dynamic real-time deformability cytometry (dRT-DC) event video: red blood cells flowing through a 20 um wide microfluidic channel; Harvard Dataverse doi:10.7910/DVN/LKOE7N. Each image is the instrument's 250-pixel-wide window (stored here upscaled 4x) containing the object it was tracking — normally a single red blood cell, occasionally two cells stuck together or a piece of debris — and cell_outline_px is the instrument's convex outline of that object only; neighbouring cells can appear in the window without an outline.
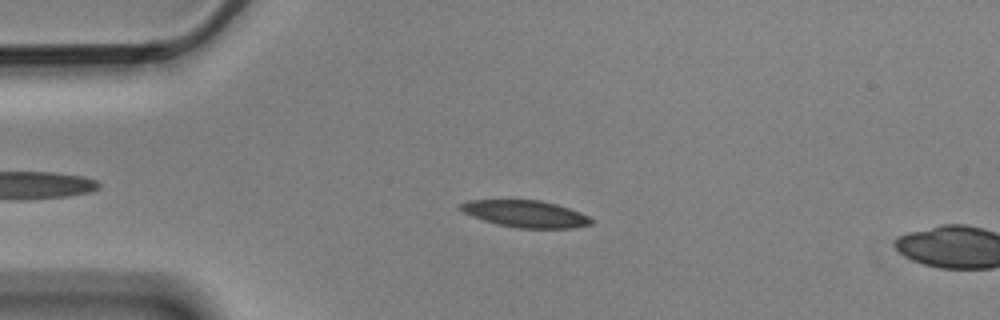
{"species": "Egyptian fruit bat (a non-hibernating species)", "species_latin": "Rousettus aegyptiacus", "temperature_condition": "cold", "stored_images_in_passage": 5, "camera_frame_rate_fps": 3000, "um_per_image_px": 0.085, "animal": {"sex": "male"}, "frame": {"image": 1, "passage_image": 4, "time_ms": 1.0, "image_size_px": [1000, 320], "cell_outline_px": [[592, 224], [576, 228], [520, 228], [496, 224], [472, 216], [456, 208], [460, 204], [468, 200], [540, 200], [556, 204], [580, 212], [588, 216], [592, 220]], "centroid_in_image_um": [44.66, 18.17], "position_along_channel_um": 40.3, "area_um2": 20.46}}